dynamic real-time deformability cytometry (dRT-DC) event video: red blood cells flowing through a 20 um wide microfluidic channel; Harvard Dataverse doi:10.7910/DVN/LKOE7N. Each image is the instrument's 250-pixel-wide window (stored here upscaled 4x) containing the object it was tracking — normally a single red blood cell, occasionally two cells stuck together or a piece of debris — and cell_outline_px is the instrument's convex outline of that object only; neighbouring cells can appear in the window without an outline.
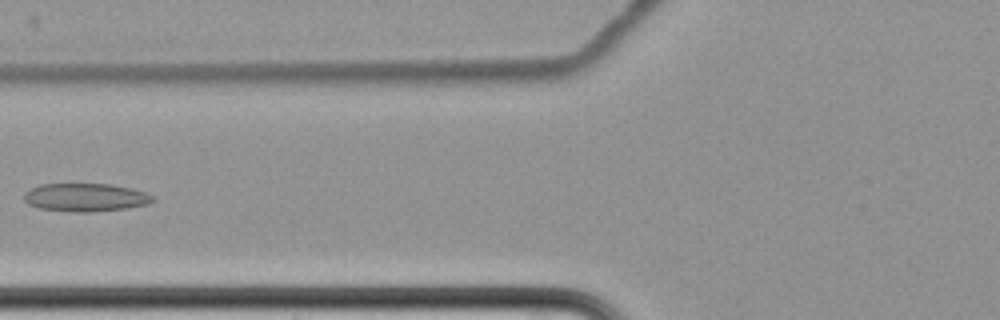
{"species": "common noctule bat (a hibernating species)", "species_latin": "Nyctalus noctula", "temperature_condition": "cold", "stored_images_in_passage": 10, "camera_frame_rate_fps": 3000, "um_per_image_px": 0.085, "animal": {"sex": "female", "body_mass_g": 22.7, "forearm_length_mm": 54.2}, "frame": {"image": 1, "passage_image": 6, "time_ms": 7.0, "image_size_px": [1000, 320], "cell_outline_px": [[156, 200], [148, 204], [124, 208], [92, 212], [76, 212], [40, 208], [28, 204], [24, 200], [24, 192], [40, 184], [108, 184], [148, 192], [156, 196]], "centroid_in_image_um": [7.3, 16.77], "position_along_channel_um": 118.5, "area_um2": 21.1}}
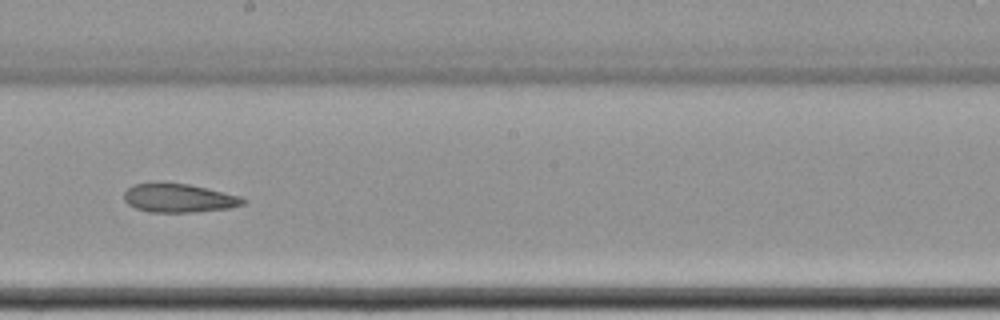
{"frame": {"image": 2, "passage_image": 9, "time_ms": 10.333, "image_size_px": [1000, 320], "cell_outline_px": [[248, 200], [244, 204], [228, 208], [192, 212], [148, 212], [136, 208], [128, 204], [124, 200], [124, 192], [132, 184], [152, 180], [160, 180], [188, 184], [240, 196]], "centroid_in_image_um": [15.12, 16.79], "position_along_channel_um": 233.1, "area_um2": 20.4}}
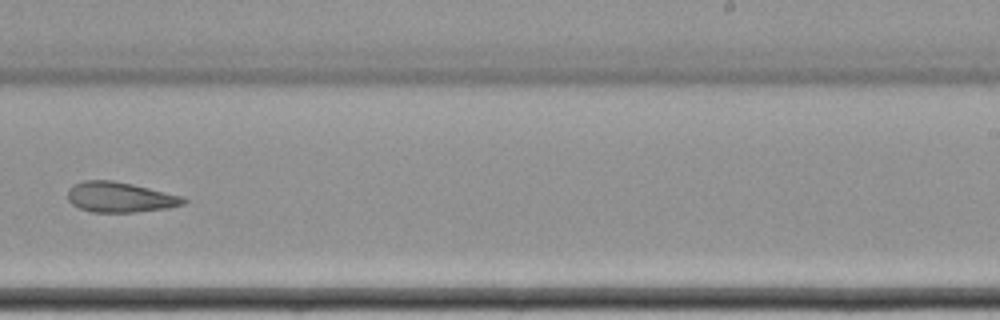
{"frame": {"image": 3, "passage_image": 10, "time_ms": 11.667, "image_size_px": [1000, 320], "cell_outline_px": [[188, 200], [184, 204], [168, 208], [136, 212], [92, 212], [80, 208], [72, 204], [68, 200], [68, 188], [84, 180], [112, 180], [132, 184], [184, 196]], "centroid_in_image_um": [10.22, 16.76], "position_along_channel_um": 278.8, "area_um2": 20.46}}